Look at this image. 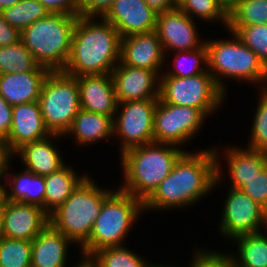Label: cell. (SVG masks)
I'll return each instance as SVG.
<instances>
[{
  "label": "cell",
  "mask_w": 267,
  "mask_h": 267,
  "mask_svg": "<svg viewBox=\"0 0 267 267\" xmlns=\"http://www.w3.org/2000/svg\"><path fill=\"white\" fill-rule=\"evenodd\" d=\"M216 150L204 149L196 154L185 151L175 162L171 173L143 203L144 211L192 206L209 194L224 179L221 177L224 174L219 164L220 153Z\"/></svg>",
  "instance_id": "cell-1"
},
{
  "label": "cell",
  "mask_w": 267,
  "mask_h": 267,
  "mask_svg": "<svg viewBox=\"0 0 267 267\" xmlns=\"http://www.w3.org/2000/svg\"><path fill=\"white\" fill-rule=\"evenodd\" d=\"M78 16L75 23L71 52L63 72L83 75L111 74L120 62L118 30L103 17Z\"/></svg>",
  "instance_id": "cell-2"
},
{
  "label": "cell",
  "mask_w": 267,
  "mask_h": 267,
  "mask_svg": "<svg viewBox=\"0 0 267 267\" xmlns=\"http://www.w3.org/2000/svg\"><path fill=\"white\" fill-rule=\"evenodd\" d=\"M184 152L175 145L158 142L127 149L120 154L124 185L119 189L144 203Z\"/></svg>",
  "instance_id": "cell-3"
},
{
  "label": "cell",
  "mask_w": 267,
  "mask_h": 267,
  "mask_svg": "<svg viewBox=\"0 0 267 267\" xmlns=\"http://www.w3.org/2000/svg\"><path fill=\"white\" fill-rule=\"evenodd\" d=\"M91 178L87 175L66 201L49 215V224L79 246L89 239L104 200L114 191L101 189Z\"/></svg>",
  "instance_id": "cell-4"
},
{
  "label": "cell",
  "mask_w": 267,
  "mask_h": 267,
  "mask_svg": "<svg viewBox=\"0 0 267 267\" xmlns=\"http://www.w3.org/2000/svg\"><path fill=\"white\" fill-rule=\"evenodd\" d=\"M78 16L49 13L21 31V41L36 62L50 71H63Z\"/></svg>",
  "instance_id": "cell-5"
},
{
  "label": "cell",
  "mask_w": 267,
  "mask_h": 267,
  "mask_svg": "<svg viewBox=\"0 0 267 267\" xmlns=\"http://www.w3.org/2000/svg\"><path fill=\"white\" fill-rule=\"evenodd\" d=\"M144 211V204L132 194L113 191L103 202L89 239L80 247L82 259L88 260L103 248L123 246L130 228Z\"/></svg>",
  "instance_id": "cell-6"
},
{
  "label": "cell",
  "mask_w": 267,
  "mask_h": 267,
  "mask_svg": "<svg viewBox=\"0 0 267 267\" xmlns=\"http://www.w3.org/2000/svg\"><path fill=\"white\" fill-rule=\"evenodd\" d=\"M233 39L205 40L208 49V71L219 88L226 93L222 77L243 82L267 83V67L234 32ZM235 78V79H234ZM222 80V81H221ZM254 82V83H253Z\"/></svg>",
  "instance_id": "cell-7"
},
{
  "label": "cell",
  "mask_w": 267,
  "mask_h": 267,
  "mask_svg": "<svg viewBox=\"0 0 267 267\" xmlns=\"http://www.w3.org/2000/svg\"><path fill=\"white\" fill-rule=\"evenodd\" d=\"M42 118L52 134L64 135L81 109L77 77L50 71L38 99Z\"/></svg>",
  "instance_id": "cell-8"
},
{
  "label": "cell",
  "mask_w": 267,
  "mask_h": 267,
  "mask_svg": "<svg viewBox=\"0 0 267 267\" xmlns=\"http://www.w3.org/2000/svg\"><path fill=\"white\" fill-rule=\"evenodd\" d=\"M225 96L209 71L186 78L160 76L159 98L163 102L195 107L206 116L221 108Z\"/></svg>",
  "instance_id": "cell-9"
},
{
  "label": "cell",
  "mask_w": 267,
  "mask_h": 267,
  "mask_svg": "<svg viewBox=\"0 0 267 267\" xmlns=\"http://www.w3.org/2000/svg\"><path fill=\"white\" fill-rule=\"evenodd\" d=\"M158 99L118 103L113 118V136L120 138V154L129 148L154 142V113ZM118 114V115H117Z\"/></svg>",
  "instance_id": "cell-10"
},
{
  "label": "cell",
  "mask_w": 267,
  "mask_h": 267,
  "mask_svg": "<svg viewBox=\"0 0 267 267\" xmlns=\"http://www.w3.org/2000/svg\"><path fill=\"white\" fill-rule=\"evenodd\" d=\"M206 117L195 107L169 104L158 98L154 113V142L182 146L199 133Z\"/></svg>",
  "instance_id": "cell-11"
},
{
  "label": "cell",
  "mask_w": 267,
  "mask_h": 267,
  "mask_svg": "<svg viewBox=\"0 0 267 267\" xmlns=\"http://www.w3.org/2000/svg\"><path fill=\"white\" fill-rule=\"evenodd\" d=\"M267 229V211L239 189L229 188L219 231L231 241Z\"/></svg>",
  "instance_id": "cell-12"
},
{
  "label": "cell",
  "mask_w": 267,
  "mask_h": 267,
  "mask_svg": "<svg viewBox=\"0 0 267 267\" xmlns=\"http://www.w3.org/2000/svg\"><path fill=\"white\" fill-rule=\"evenodd\" d=\"M195 24L194 19L178 7L157 14L155 31L164 53L166 54L168 50L190 51L202 46L205 40L201 41L198 37L199 33Z\"/></svg>",
  "instance_id": "cell-13"
},
{
  "label": "cell",
  "mask_w": 267,
  "mask_h": 267,
  "mask_svg": "<svg viewBox=\"0 0 267 267\" xmlns=\"http://www.w3.org/2000/svg\"><path fill=\"white\" fill-rule=\"evenodd\" d=\"M4 237L32 241L48 224L42 207L4 200L2 205Z\"/></svg>",
  "instance_id": "cell-14"
},
{
  "label": "cell",
  "mask_w": 267,
  "mask_h": 267,
  "mask_svg": "<svg viewBox=\"0 0 267 267\" xmlns=\"http://www.w3.org/2000/svg\"><path fill=\"white\" fill-rule=\"evenodd\" d=\"M111 75L118 103L159 98L160 76L153 70L119 62Z\"/></svg>",
  "instance_id": "cell-15"
},
{
  "label": "cell",
  "mask_w": 267,
  "mask_h": 267,
  "mask_svg": "<svg viewBox=\"0 0 267 267\" xmlns=\"http://www.w3.org/2000/svg\"><path fill=\"white\" fill-rule=\"evenodd\" d=\"M52 133L45 125L38 101L12 106V124L3 143L7 153L13 154L23 145L42 140Z\"/></svg>",
  "instance_id": "cell-16"
},
{
  "label": "cell",
  "mask_w": 267,
  "mask_h": 267,
  "mask_svg": "<svg viewBox=\"0 0 267 267\" xmlns=\"http://www.w3.org/2000/svg\"><path fill=\"white\" fill-rule=\"evenodd\" d=\"M165 56L155 30L132 34L120 40V62L126 66L153 70L160 76L159 71L166 62Z\"/></svg>",
  "instance_id": "cell-17"
},
{
  "label": "cell",
  "mask_w": 267,
  "mask_h": 267,
  "mask_svg": "<svg viewBox=\"0 0 267 267\" xmlns=\"http://www.w3.org/2000/svg\"><path fill=\"white\" fill-rule=\"evenodd\" d=\"M103 18L109 21L123 38L154 31L157 13L144 0H115Z\"/></svg>",
  "instance_id": "cell-18"
},
{
  "label": "cell",
  "mask_w": 267,
  "mask_h": 267,
  "mask_svg": "<svg viewBox=\"0 0 267 267\" xmlns=\"http://www.w3.org/2000/svg\"><path fill=\"white\" fill-rule=\"evenodd\" d=\"M77 81L81 109L104 114L113 119L118 101L112 75H83L77 77Z\"/></svg>",
  "instance_id": "cell-19"
},
{
  "label": "cell",
  "mask_w": 267,
  "mask_h": 267,
  "mask_svg": "<svg viewBox=\"0 0 267 267\" xmlns=\"http://www.w3.org/2000/svg\"><path fill=\"white\" fill-rule=\"evenodd\" d=\"M50 70L39 66L35 71L0 75V95L11 105L38 101Z\"/></svg>",
  "instance_id": "cell-20"
},
{
  "label": "cell",
  "mask_w": 267,
  "mask_h": 267,
  "mask_svg": "<svg viewBox=\"0 0 267 267\" xmlns=\"http://www.w3.org/2000/svg\"><path fill=\"white\" fill-rule=\"evenodd\" d=\"M63 138L60 134L50 136L31 143H27L19 148L14 155H19L21 162L29 172L35 175L46 176L58 171L65 165L59 149L52 143L53 139Z\"/></svg>",
  "instance_id": "cell-21"
},
{
  "label": "cell",
  "mask_w": 267,
  "mask_h": 267,
  "mask_svg": "<svg viewBox=\"0 0 267 267\" xmlns=\"http://www.w3.org/2000/svg\"><path fill=\"white\" fill-rule=\"evenodd\" d=\"M74 244L48 224L33 240L31 267H65L68 245Z\"/></svg>",
  "instance_id": "cell-22"
},
{
  "label": "cell",
  "mask_w": 267,
  "mask_h": 267,
  "mask_svg": "<svg viewBox=\"0 0 267 267\" xmlns=\"http://www.w3.org/2000/svg\"><path fill=\"white\" fill-rule=\"evenodd\" d=\"M10 159L6 162L4 168L5 200L12 202H22L40 206L44 210L45 180L44 176L35 175L32 172L23 169L22 172L13 174L8 172ZM10 179H9V178ZM13 177V178H12ZM8 178V180H7ZM7 188V189H6Z\"/></svg>",
  "instance_id": "cell-23"
},
{
  "label": "cell",
  "mask_w": 267,
  "mask_h": 267,
  "mask_svg": "<svg viewBox=\"0 0 267 267\" xmlns=\"http://www.w3.org/2000/svg\"><path fill=\"white\" fill-rule=\"evenodd\" d=\"M229 147L224 152L229 170L230 188L240 189L267 166V153L249 148Z\"/></svg>",
  "instance_id": "cell-24"
},
{
  "label": "cell",
  "mask_w": 267,
  "mask_h": 267,
  "mask_svg": "<svg viewBox=\"0 0 267 267\" xmlns=\"http://www.w3.org/2000/svg\"><path fill=\"white\" fill-rule=\"evenodd\" d=\"M73 135L76 143L90 145L113 136V119L110 116L80 109L71 127L63 135Z\"/></svg>",
  "instance_id": "cell-25"
},
{
  "label": "cell",
  "mask_w": 267,
  "mask_h": 267,
  "mask_svg": "<svg viewBox=\"0 0 267 267\" xmlns=\"http://www.w3.org/2000/svg\"><path fill=\"white\" fill-rule=\"evenodd\" d=\"M86 175L77 176L74 169L66 164L58 171L44 176V211L50 215L73 193Z\"/></svg>",
  "instance_id": "cell-26"
},
{
  "label": "cell",
  "mask_w": 267,
  "mask_h": 267,
  "mask_svg": "<svg viewBox=\"0 0 267 267\" xmlns=\"http://www.w3.org/2000/svg\"><path fill=\"white\" fill-rule=\"evenodd\" d=\"M233 240L238 245L237 256H231L236 267H267V237L263 232L245 234Z\"/></svg>",
  "instance_id": "cell-27"
},
{
  "label": "cell",
  "mask_w": 267,
  "mask_h": 267,
  "mask_svg": "<svg viewBox=\"0 0 267 267\" xmlns=\"http://www.w3.org/2000/svg\"><path fill=\"white\" fill-rule=\"evenodd\" d=\"M174 56L173 67L175 68L170 69L169 72L162 71L160 76L186 78L208 71V49L205 43L194 50L177 51Z\"/></svg>",
  "instance_id": "cell-28"
},
{
  "label": "cell",
  "mask_w": 267,
  "mask_h": 267,
  "mask_svg": "<svg viewBox=\"0 0 267 267\" xmlns=\"http://www.w3.org/2000/svg\"><path fill=\"white\" fill-rule=\"evenodd\" d=\"M39 66L21 40L14 45L0 47V75L32 72Z\"/></svg>",
  "instance_id": "cell-29"
},
{
  "label": "cell",
  "mask_w": 267,
  "mask_h": 267,
  "mask_svg": "<svg viewBox=\"0 0 267 267\" xmlns=\"http://www.w3.org/2000/svg\"><path fill=\"white\" fill-rule=\"evenodd\" d=\"M88 261L94 267H148L149 263L125 246L100 249Z\"/></svg>",
  "instance_id": "cell-30"
},
{
  "label": "cell",
  "mask_w": 267,
  "mask_h": 267,
  "mask_svg": "<svg viewBox=\"0 0 267 267\" xmlns=\"http://www.w3.org/2000/svg\"><path fill=\"white\" fill-rule=\"evenodd\" d=\"M267 24V0H241L228 11V26Z\"/></svg>",
  "instance_id": "cell-31"
},
{
  "label": "cell",
  "mask_w": 267,
  "mask_h": 267,
  "mask_svg": "<svg viewBox=\"0 0 267 267\" xmlns=\"http://www.w3.org/2000/svg\"><path fill=\"white\" fill-rule=\"evenodd\" d=\"M1 14L9 25L22 31L35 21L45 18L49 12L38 0H21Z\"/></svg>",
  "instance_id": "cell-32"
},
{
  "label": "cell",
  "mask_w": 267,
  "mask_h": 267,
  "mask_svg": "<svg viewBox=\"0 0 267 267\" xmlns=\"http://www.w3.org/2000/svg\"><path fill=\"white\" fill-rule=\"evenodd\" d=\"M177 7L192 19L195 16L206 22L220 20L228 27V10L219 0H181Z\"/></svg>",
  "instance_id": "cell-33"
},
{
  "label": "cell",
  "mask_w": 267,
  "mask_h": 267,
  "mask_svg": "<svg viewBox=\"0 0 267 267\" xmlns=\"http://www.w3.org/2000/svg\"><path fill=\"white\" fill-rule=\"evenodd\" d=\"M32 241L4 237L0 241V267H31Z\"/></svg>",
  "instance_id": "cell-34"
},
{
  "label": "cell",
  "mask_w": 267,
  "mask_h": 267,
  "mask_svg": "<svg viewBox=\"0 0 267 267\" xmlns=\"http://www.w3.org/2000/svg\"><path fill=\"white\" fill-rule=\"evenodd\" d=\"M227 29L234 32L267 67V24L228 26Z\"/></svg>",
  "instance_id": "cell-35"
},
{
  "label": "cell",
  "mask_w": 267,
  "mask_h": 267,
  "mask_svg": "<svg viewBox=\"0 0 267 267\" xmlns=\"http://www.w3.org/2000/svg\"><path fill=\"white\" fill-rule=\"evenodd\" d=\"M260 91L247 148L267 153V88Z\"/></svg>",
  "instance_id": "cell-36"
},
{
  "label": "cell",
  "mask_w": 267,
  "mask_h": 267,
  "mask_svg": "<svg viewBox=\"0 0 267 267\" xmlns=\"http://www.w3.org/2000/svg\"><path fill=\"white\" fill-rule=\"evenodd\" d=\"M267 211V166L239 189Z\"/></svg>",
  "instance_id": "cell-37"
},
{
  "label": "cell",
  "mask_w": 267,
  "mask_h": 267,
  "mask_svg": "<svg viewBox=\"0 0 267 267\" xmlns=\"http://www.w3.org/2000/svg\"><path fill=\"white\" fill-rule=\"evenodd\" d=\"M190 267H236L231 255L210 250H196Z\"/></svg>",
  "instance_id": "cell-38"
},
{
  "label": "cell",
  "mask_w": 267,
  "mask_h": 267,
  "mask_svg": "<svg viewBox=\"0 0 267 267\" xmlns=\"http://www.w3.org/2000/svg\"><path fill=\"white\" fill-rule=\"evenodd\" d=\"M44 8L53 14L80 16L79 0H38Z\"/></svg>",
  "instance_id": "cell-39"
},
{
  "label": "cell",
  "mask_w": 267,
  "mask_h": 267,
  "mask_svg": "<svg viewBox=\"0 0 267 267\" xmlns=\"http://www.w3.org/2000/svg\"><path fill=\"white\" fill-rule=\"evenodd\" d=\"M115 0H79L80 16L103 17Z\"/></svg>",
  "instance_id": "cell-40"
},
{
  "label": "cell",
  "mask_w": 267,
  "mask_h": 267,
  "mask_svg": "<svg viewBox=\"0 0 267 267\" xmlns=\"http://www.w3.org/2000/svg\"><path fill=\"white\" fill-rule=\"evenodd\" d=\"M12 124V106L0 95V142L4 143Z\"/></svg>",
  "instance_id": "cell-41"
},
{
  "label": "cell",
  "mask_w": 267,
  "mask_h": 267,
  "mask_svg": "<svg viewBox=\"0 0 267 267\" xmlns=\"http://www.w3.org/2000/svg\"><path fill=\"white\" fill-rule=\"evenodd\" d=\"M21 40V31L9 25L0 13V47L18 43Z\"/></svg>",
  "instance_id": "cell-42"
},
{
  "label": "cell",
  "mask_w": 267,
  "mask_h": 267,
  "mask_svg": "<svg viewBox=\"0 0 267 267\" xmlns=\"http://www.w3.org/2000/svg\"><path fill=\"white\" fill-rule=\"evenodd\" d=\"M146 4L157 14L177 8L175 0H144Z\"/></svg>",
  "instance_id": "cell-43"
},
{
  "label": "cell",
  "mask_w": 267,
  "mask_h": 267,
  "mask_svg": "<svg viewBox=\"0 0 267 267\" xmlns=\"http://www.w3.org/2000/svg\"><path fill=\"white\" fill-rule=\"evenodd\" d=\"M11 158V156L7 153V150L3 143L0 142V180L4 179V168L6 162Z\"/></svg>",
  "instance_id": "cell-44"
},
{
  "label": "cell",
  "mask_w": 267,
  "mask_h": 267,
  "mask_svg": "<svg viewBox=\"0 0 267 267\" xmlns=\"http://www.w3.org/2000/svg\"><path fill=\"white\" fill-rule=\"evenodd\" d=\"M21 0H0V13L7 9L10 8L11 6L15 5Z\"/></svg>",
  "instance_id": "cell-45"
},
{
  "label": "cell",
  "mask_w": 267,
  "mask_h": 267,
  "mask_svg": "<svg viewBox=\"0 0 267 267\" xmlns=\"http://www.w3.org/2000/svg\"><path fill=\"white\" fill-rule=\"evenodd\" d=\"M219 1L229 11L241 0H219Z\"/></svg>",
  "instance_id": "cell-46"
},
{
  "label": "cell",
  "mask_w": 267,
  "mask_h": 267,
  "mask_svg": "<svg viewBox=\"0 0 267 267\" xmlns=\"http://www.w3.org/2000/svg\"><path fill=\"white\" fill-rule=\"evenodd\" d=\"M0 182H2L0 180ZM4 183L0 184V209L2 208L3 202L5 200V186Z\"/></svg>",
  "instance_id": "cell-47"
},
{
  "label": "cell",
  "mask_w": 267,
  "mask_h": 267,
  "mask_svg": "<svg viewBox=\"0 0 267 267\" xmlns=\"http://www.w3.org/2000/svg\"><path fill=\"white\" fill-rule=\"evenodd\" d=\"M73 267H94L88 260L82 259L81 262L76 263Z\"/></svg>",
  "instance_id": "cell-48"
},
{
  "label": "cell",
  "mask_w": 267,
  "mask_h": 267,
  "mask_svg": "<svg viewBox=\"0 0 267 267\" xmlns=\"http://www.w3.org/2000/svg\"><path fill=\"white\" fill-rule=\"evenodd\" d=\"M4 238L2 208L0 209V241Z\"/></svg>",
  "instance_id": "cell-49"
},
{
  "label": "cell",
  "mask_w": 267,
  "mask_h": 267,
  "mask_svg": "<svg viewBox=\"0 0 267 267\" xmlns=\"http://www.w3.org/2000/svg\"><path fill=\"white\" fill-rule=\"evenodd\" d=\"M150 267H177V266H174V265H173V266H172V265H171V266H169V265H168V266H167V265L165 266L164 264H163V265H159V264H157V263H156V264H151V263H150ZM189 267H190V266H189Z\"/></svg>",
  "instance_id": "cell-50"
},
{
  "label": "cell",
  "mask_w": 267,
  "mask_h": 267,
  "mask_svg": "<svg viewBox=\"0 0 267 267\" xmlns=\"http://www.w3.org/2000/svg\"><path fill=\"white\" fill-rule=\"evenodd\" d=\"M265 88H267V84L264 87L263 86L261 87V89H265Z\"/></svg>",
  "instance_id": "cell-51"
}]
</instances>
